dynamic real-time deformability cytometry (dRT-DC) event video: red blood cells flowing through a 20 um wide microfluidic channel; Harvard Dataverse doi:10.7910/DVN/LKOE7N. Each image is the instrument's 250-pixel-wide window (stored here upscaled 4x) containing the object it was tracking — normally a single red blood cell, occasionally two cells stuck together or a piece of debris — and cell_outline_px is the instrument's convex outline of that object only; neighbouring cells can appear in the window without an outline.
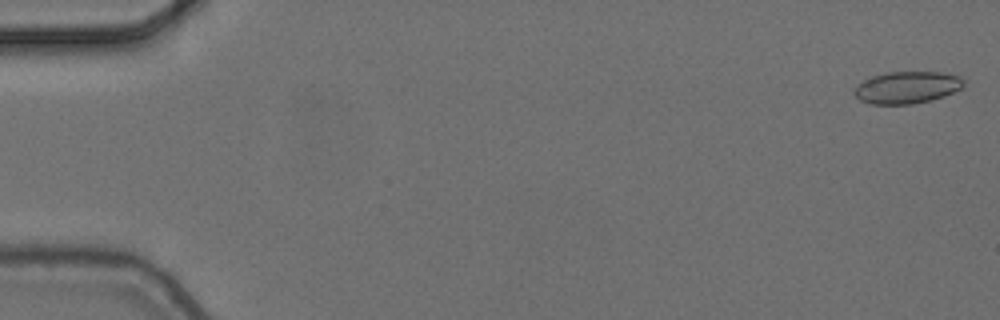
{"species": "common noctule bat (a hibernating species)", "species_latin": "Nyctalus noctula", "temperature_condition": "cold", "stored_images_in_passage": 6, "camera_frame_rate_fps": 3000, "um_per_image_px": 0.085, "animal": {"sex": "female", "body_mass_g": 24.6, "forearm_length_mm": 56.2}, "frame": {"image": 1, "passage_image": 1, "time_ms": 0.0, "image_size_px": [1000, 320], "cell_outline_px": [[964, 84], [960, 88], [944, 96], [912, 104], [868, 104], [860, 100], [852, 92], [856, 84], [872, 76], [884, 72], [944, 72], [960, 76], [964, 80]], "centroid_in_image_um": [77.05, 7.42], "position_along_channel_um": 8.0, "area_um2": 20.52}}
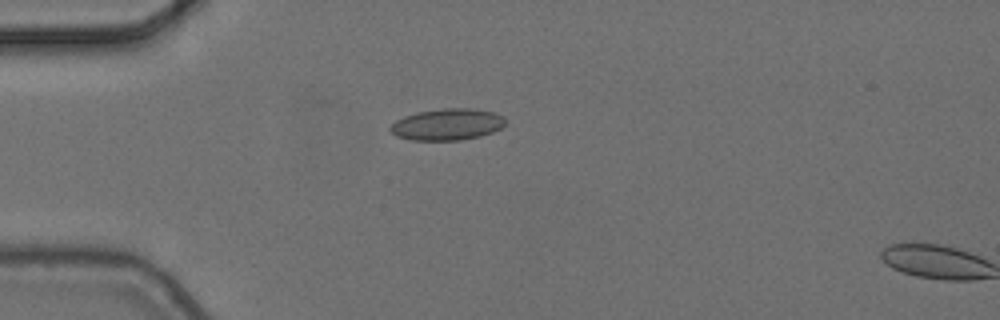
{"frame": {"image": 2, "passage_image": 5, "time_ms": 1.333, "image_size_px": [1000, 320], "cell_outline_px": [[504, 124], [500, 128], [492, 132], [480, 136], [460, 140], [412, 140], [396, 136], [388, 128], [396, 120], [404, 116], [416, 112], [444, 108], [472, 108], [492, 112], [504, 116]], "centroid_in_image_um": [37.99, 10.57], "position_along_channel_um": 47.0, "area_um2": 21.1}}